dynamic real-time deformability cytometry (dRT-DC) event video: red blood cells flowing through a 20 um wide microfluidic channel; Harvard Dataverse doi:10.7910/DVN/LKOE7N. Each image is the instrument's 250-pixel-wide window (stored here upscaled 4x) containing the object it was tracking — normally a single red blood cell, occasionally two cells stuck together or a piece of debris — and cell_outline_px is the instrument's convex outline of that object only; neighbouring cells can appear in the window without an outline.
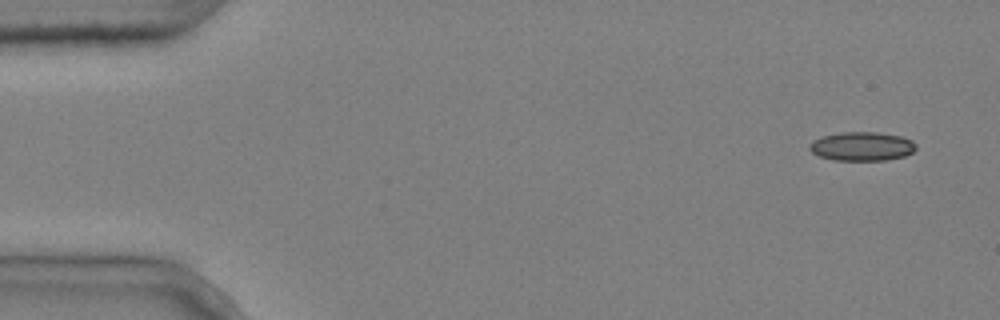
{"species": "common noctule bat (a hibernating species)", "species_latin": "Nyctalus noctula", "temperature_condition": "cold", "stored_images_in_passage": 8, "camera_frame_rate_fps": 3000, "um_per_image_px": 0.085, "animal": {"sex": "male", "body_mass_g": 20.4}, "frame": {"image": 1, "passage_image": 1, "time_ms": 0.0, "image_size_px": [1000, 320], "cell_outline_px": [[916, 148], [912, 152], [904, 156], [884, 160], [832, 160], [820, 156], [812, 152], [808, 148], [808, 144], [812, 140], [824, 136], [840, 132], [876, 132], [900, 136], [912, 140], [916, 144]], "centroid_in_image_um": [73.24, 12.43], "position_along_channel_um": 11.8, "area_um2": 17.92}}
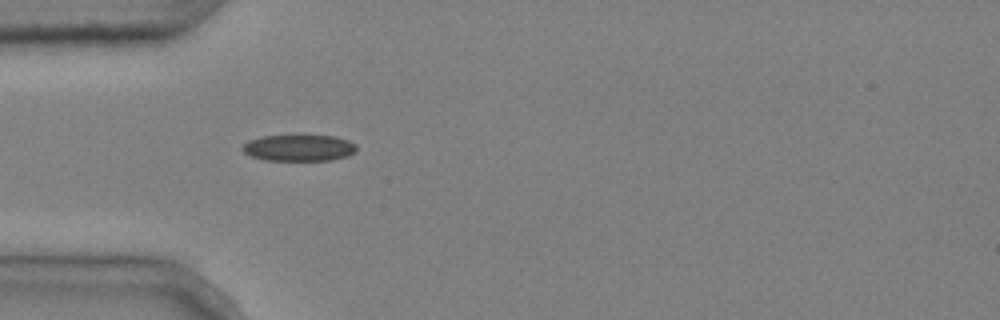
{"frame": {"image": 2, "passage_image": 4, "time_ms": 1.0, "image_size_px": [1000, 320], "cell_outline_px": [[356, 152], [348, 156], [332, 160], [264, 160], [252, 156], [244, 152], [240, 148], [248, 140], [260, 136], [336, 136], [348, 140], [356, 144]], "centroid_in_image_um": [25.42, 12.57], "position_along_channel_um": 59.6, "area_um2": 17.57}}
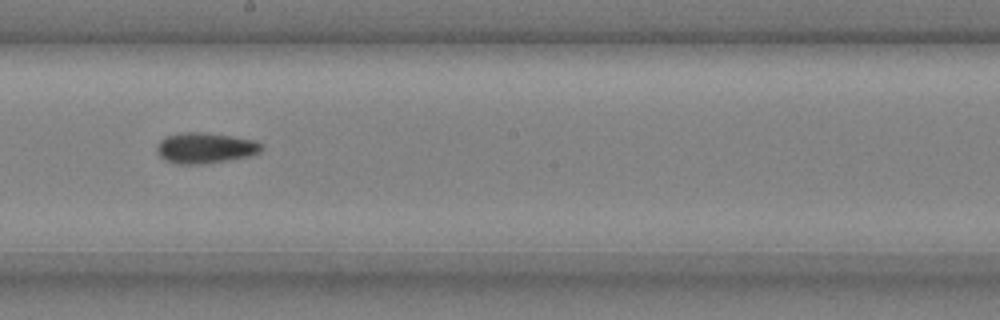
{"frame": {"image": 3, "passage_image": 8, "time_ms": 2.333, "image_size_px": [1000, 320], "cell_outline_px": [[264, 148], [260, 152], [248, 156], [228, 160], [204, 164], [176, 164], [164, 160], [156, 152], [156, 144], [164, 136], [184, 132], [204, 132], [256, 140]], "centroid_in_image_um": [17.4, 12.58], "position_along_channel_um": 230.8, "area_um2": 18.9}}